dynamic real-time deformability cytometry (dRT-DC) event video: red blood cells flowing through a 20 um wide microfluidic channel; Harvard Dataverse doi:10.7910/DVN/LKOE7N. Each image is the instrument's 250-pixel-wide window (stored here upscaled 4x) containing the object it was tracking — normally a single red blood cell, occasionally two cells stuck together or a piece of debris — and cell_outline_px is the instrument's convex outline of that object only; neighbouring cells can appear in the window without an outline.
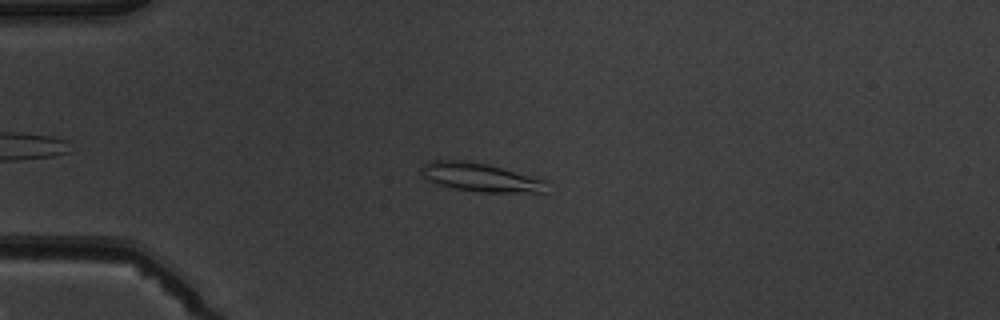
{"species": "common noctule bat (a hibernating species)", "species_latin": "Nyctalus noctula", "temperature_condition": "warm", "stored_images_in_passage": 3, "camera_frame_rate_fps": 3000, "um_per_image_px": 0.085, "animal": {"sex": "male", "body_mass_g": 19.5, "forearm_length_mm": 54.6}, "frame": {"image": 1, "passage_image": 1, "time_ms": 0.0, "image_size_px": [1000, 320], "cell_outline_px": [[548, 180], [544, 192], [480, 192], [456, 188], [440, 184], [428, 180], [420, 172], [420, 168], [428, 160], [456, 160], [488, 164]], "centroid_in_image_um": [40.84, 15.06], "position_along_channel_um": 44.2, "area_um2": 20.69}}